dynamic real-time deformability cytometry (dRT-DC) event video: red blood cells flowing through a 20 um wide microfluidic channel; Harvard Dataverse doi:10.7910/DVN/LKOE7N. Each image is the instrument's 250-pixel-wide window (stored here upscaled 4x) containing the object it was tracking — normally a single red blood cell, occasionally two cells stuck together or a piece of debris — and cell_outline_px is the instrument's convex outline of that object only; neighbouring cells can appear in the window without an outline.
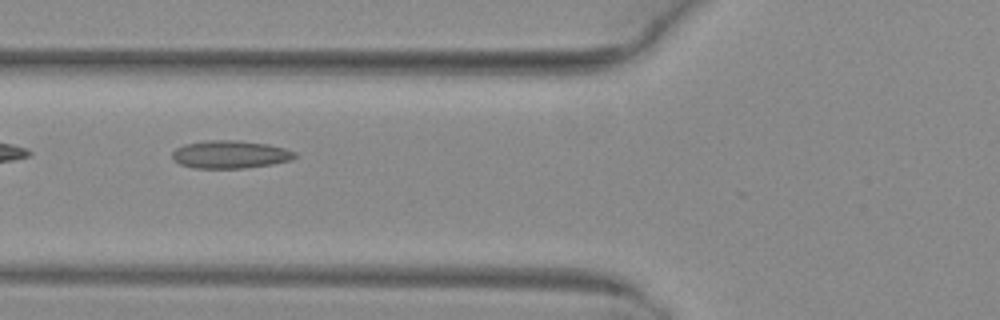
{"species": "common noctule bat (a hibernating species)", "species_latin": "Nyctalus noctula", "temperature_condition": "warm", "stored_images_in_passage": 8, "camera_frame_rate_fps": 3000, "um_per_image_px": 0.085, "animal": {"sex": "female", "body_mass_g": 29.2, "forearm_length_mm": 56.3}, "frame": {"image": 1, "passage_image": 3, "time_ms": 0.667, "image_size_px": [1000, 320], "cell_outline_px": [[296, 156], [292, 160], [272, 164], [244, 168], [192, 168], [180, 164], [172, 160], [172, 152], [176, 148], [184, 144], [204, 140], [236, 140], [268, 144], [284, 148], [296, 152]], "centroid_in_image_um": [19.54, 13.12], "position_along_channel_um": 106.3, "area_um2": 20.06}}
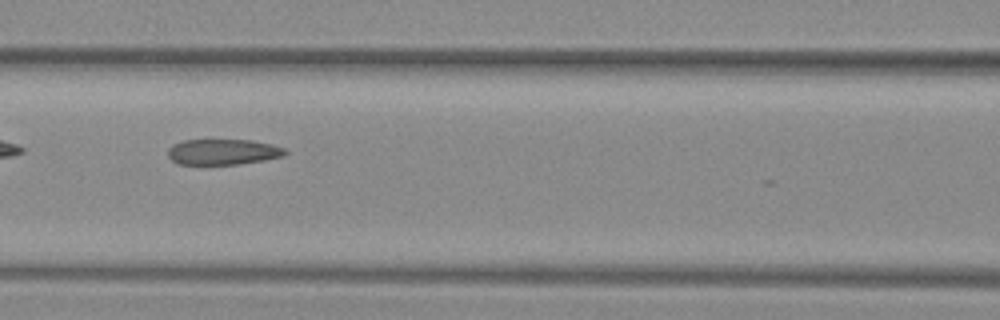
{"frame": {"image": 2, "passage_image": 6, "time_ms": 1.667, "image_size_px": [1000, 320], "cell_outline_px": [[288, 152], [284, 156], [264, 160], [240, 164], [176, 164], [168, 156], [168, 148], [172, 144], [184, 140], [252, 140], [272, 144], [284, 148]], "centroid_in_image_um": [18.95, 12.91], "position_along_channel_um": 147.6, "area_um2": 17.63}}